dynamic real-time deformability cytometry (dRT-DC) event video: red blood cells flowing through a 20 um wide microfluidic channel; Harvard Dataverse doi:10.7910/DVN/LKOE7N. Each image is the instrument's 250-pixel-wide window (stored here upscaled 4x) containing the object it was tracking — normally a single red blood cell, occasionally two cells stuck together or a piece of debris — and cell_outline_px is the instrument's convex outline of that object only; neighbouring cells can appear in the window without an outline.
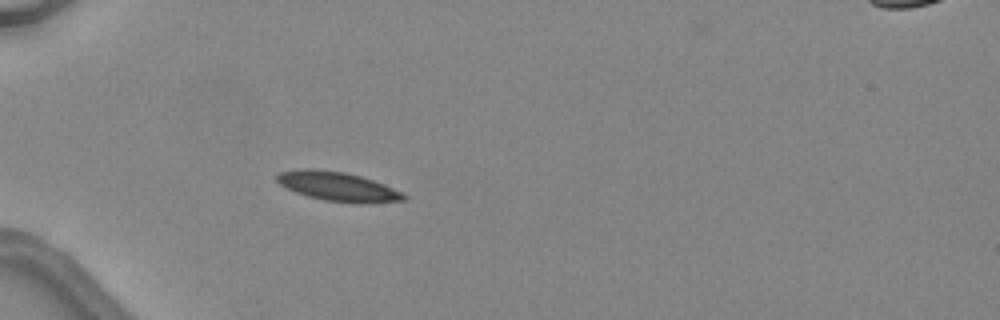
{"species": "common noctule bat (a hibernating species)", "species_latin": "Nyctalus noctula", "temperature_condition": "warm", "stored_images_in_passage": 4, "camera_frame_rate_fps": 3000, "um_per_image_px": 0.085, "animal": {"sex": "female", "body_mass_g": 24.6, "forearm_length_mm": 56.2}, "frame": {"image": 1, "passage_image": 4, "time_ms": 3.667, "image_size_px": [1000, 320], "cell_outline_px": [[408, 196], [404, 200], [368, 204], [360, 204], [324, 200], [308, 196], [296, 192], [280, 184], [276, 180], [276, 176], [280, 172], [304, 168], [308, 168], [344, 172], [360, 176], [384, 184]], "centroid_in_image_um": [28.73, 15.86], "position_along_channel_um": 56.3, "area_um2": 21.44}}